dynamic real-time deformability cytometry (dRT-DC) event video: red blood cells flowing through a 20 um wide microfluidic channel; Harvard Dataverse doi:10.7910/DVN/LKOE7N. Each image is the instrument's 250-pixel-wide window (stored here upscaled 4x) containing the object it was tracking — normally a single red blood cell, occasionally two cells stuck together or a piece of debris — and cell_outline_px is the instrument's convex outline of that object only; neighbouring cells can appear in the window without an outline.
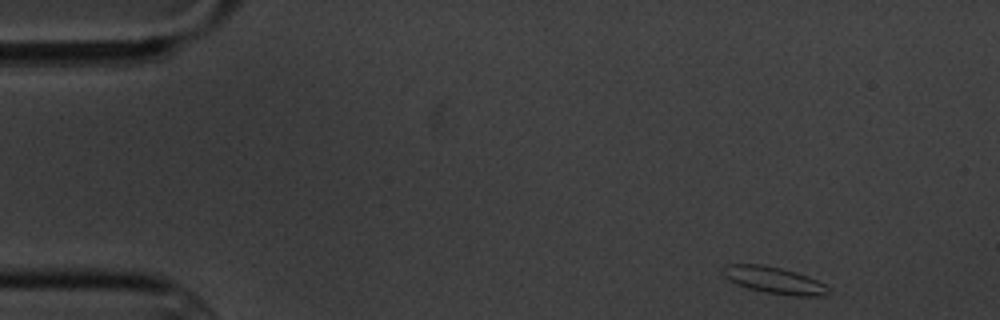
{"species": "common noctule bat (a hibernating species)", "species_latin": "Nyctalus noctula", "temperature_condition": "cold", "stored_images_in_passage": 4, "camera_frame_rate_fps": 3000, "um_per_image_px": 0.085, "animal": {"sex": "male", "body_mass_g": 20.1, "forearm_length_mm": 53.5}, "frame": {"image": 1, "passage_image": 1, "time_ms": 0.0, "image_size_px": [1000, 320], "cell_outline_px": [[828, 296], [792, 296], [764, 292], [748, 288], [736, 284], [728, 280], [724, 276], [724, 264], [764, 264], [796, 272], [808, 276], [824, 284], [828, 292]], "centroid_in_image_um": [65.78, 23.82], "position_along_channel_um": 19.2, "area_um2": 16.42}}